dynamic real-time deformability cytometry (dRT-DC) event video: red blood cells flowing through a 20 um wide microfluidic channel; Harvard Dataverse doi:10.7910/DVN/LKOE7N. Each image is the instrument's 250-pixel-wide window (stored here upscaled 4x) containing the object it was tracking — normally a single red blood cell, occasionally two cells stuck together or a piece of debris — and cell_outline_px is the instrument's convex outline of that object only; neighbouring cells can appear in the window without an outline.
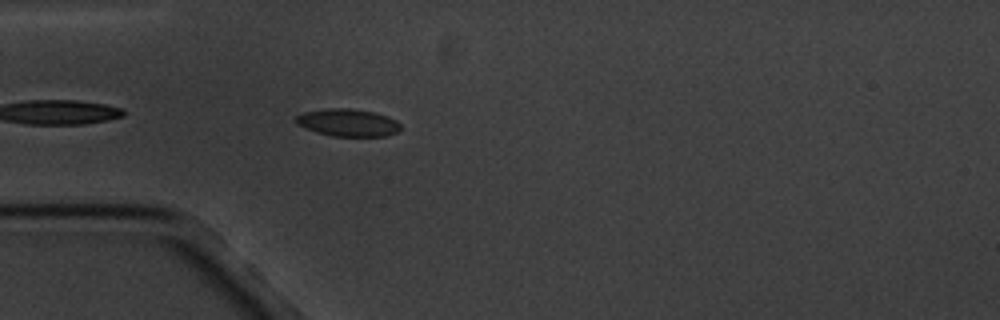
{"species": "common noctule bat (a hibernating species)", "species_latin": "Nyctalus noctula", "temperature_condition": "cold", "stored_images_in_passage": 4, "camera_frame_rate_fps": 3000, "um_per_image_px": 0.085, "animal": {"sex": "male", "body_mass_g": 20.1, "forearm_length_mm": 53.5}, "frame": {"image": 1, "passage_image": 4, "time_ms": 3.667, "image_size_px": [1000, 320], "cell_outline_px": [[400, 128], [396, 132], [384, 136], [332, 136], [316, 132], [296, 124], [296, 116], [304, 112], [328, 108], [352, 108], [372, 112], [388, 116], [396, 120], [400, 124]], "centroid_in_image_um": [29.56, 10.42], "position_along_channel_um": 55.4, "area_um2": 16.65}}